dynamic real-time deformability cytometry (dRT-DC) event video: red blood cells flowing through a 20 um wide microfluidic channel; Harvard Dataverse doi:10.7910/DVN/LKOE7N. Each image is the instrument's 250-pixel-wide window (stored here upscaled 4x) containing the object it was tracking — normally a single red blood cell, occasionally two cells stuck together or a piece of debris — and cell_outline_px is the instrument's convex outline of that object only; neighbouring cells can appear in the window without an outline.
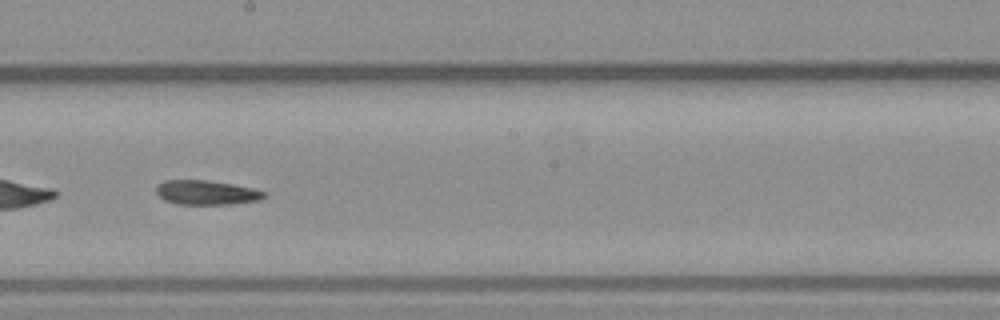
{"species": "common noctule bat (a hibernating species)", "species_latin": "Nyctalus noctula", "temperature_condition": "warm", "stored_images_in_passage": 40, "camera_frame_rate_fps": 3000, "um_per_image_px": 0.085, "animal": {"sex": "male", "body_mass_g": 23.1, "forearm_length_mm": 52.7}, "frame": {"image": 1, "passage_image": 18, "time_ms": 5.667, "image_size_px": [1000, 320], "cell_outline_px": [[268, 192], [260, 200], [228, 204], [176, 204], [164, 200], [156, 192], [156, 188], [164, 180], [208, 180], [232, 184], [252, 188]], "centroid_in_image_um": [17.55, 16.36], "position_along_channel_um": 230.7, "area_um2": 15.26}}